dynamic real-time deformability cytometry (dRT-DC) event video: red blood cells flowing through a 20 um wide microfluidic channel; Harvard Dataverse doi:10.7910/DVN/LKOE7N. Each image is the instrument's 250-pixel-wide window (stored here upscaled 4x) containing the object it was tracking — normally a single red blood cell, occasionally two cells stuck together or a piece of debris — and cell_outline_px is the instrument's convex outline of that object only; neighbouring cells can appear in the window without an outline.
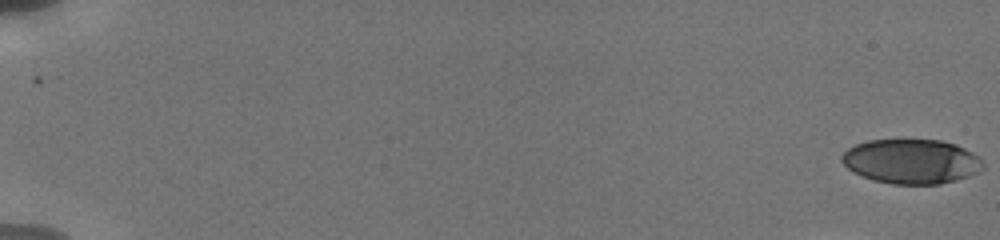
{"species": "human", "species_latin": "Homo sapiens", "temperature_condition": "cold", "stored_images_in_passage": 32, "camera_frame_rate_fps": 3000, "um_per_image_px": 0.085, "donor": {"sex": "male"}, "frame": {"image": 1, "passage_image": 1, "time_ms": 0.0, "image_size_px": [1000, 240], "cell_outline_px": [[984, 168], [980, 172], [956, 180], [940, 184], [892, 184], [872, 180], [848, 168], [840, 160], [840, 156], [848, 148], [856, 144], [868, 140], [940, 140], [956, 144], [972, 152], [984, 160]], "centroid_in_image_um": [77.5, 13.72], "position_along_channel_um": 7.5, "area_um2": 36.82}}